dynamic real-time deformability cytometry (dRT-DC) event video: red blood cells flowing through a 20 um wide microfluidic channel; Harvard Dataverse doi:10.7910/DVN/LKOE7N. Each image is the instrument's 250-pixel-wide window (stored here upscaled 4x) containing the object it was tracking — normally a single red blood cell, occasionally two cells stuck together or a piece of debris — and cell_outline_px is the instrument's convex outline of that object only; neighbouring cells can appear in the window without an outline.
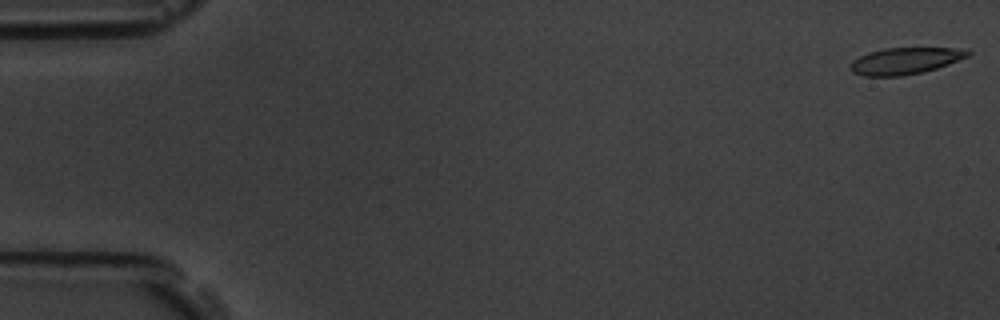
{"species": "common noctule bat (a hibernating species)", "species_latin": "Nyctalus noctula", "temperature_condition": "room temperature", "stored_images_in_passage": 5, "camera_frame_rate_fps": 3000, "um_per_image_px": 0.085, "animal": {"sex": "male", "body_mass_g": 19.5, "forearm_length_mm": 54.6}, "frame": {"image": 1, "passage_image": 1, "time_ms": 0.0, "image_size_px": [1000, 320], "cell_outline_px": [[972, 52], [968, 56], [948, 64], [936, 68], [904, 76], [864, 76], [852, 72], [848, 68], [848, 64], [852, 60], [868, 52], [884, 48], [952, 48]], "centroid_in_image_um": [76.84, 5.18], "position_along_channel_um": 8.2, "area_um2": 18.15}}
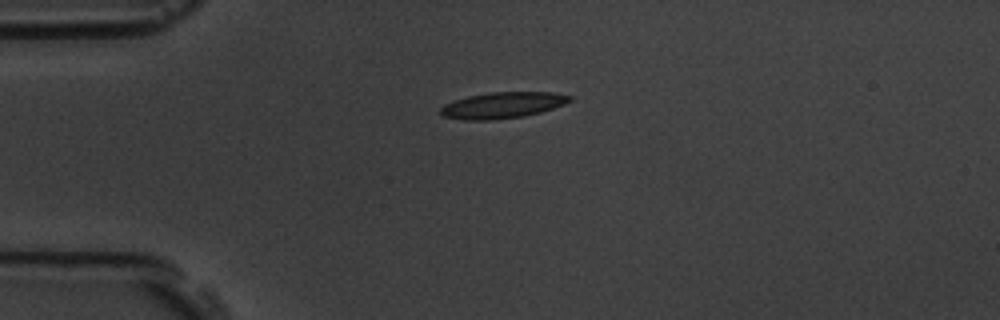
{"frame": {"image": 2, "passage_image": 4, "time_ms": 1.0, "image_size_px": [1000, 320], "cell_outline_px": [[572, 100], [564, 104], [540, 112], [520, 116], [492, 120], [464, 120], [444, 116], [440, 112], [440, 108], [444, 104], [452, 100], [468, 96], [492, 92], [552, 92], [572, 96]], "centroid_in_image_um": [42.69, 8.93], "position_along_channel_um": 42.3, "area_um2": 19.54}}